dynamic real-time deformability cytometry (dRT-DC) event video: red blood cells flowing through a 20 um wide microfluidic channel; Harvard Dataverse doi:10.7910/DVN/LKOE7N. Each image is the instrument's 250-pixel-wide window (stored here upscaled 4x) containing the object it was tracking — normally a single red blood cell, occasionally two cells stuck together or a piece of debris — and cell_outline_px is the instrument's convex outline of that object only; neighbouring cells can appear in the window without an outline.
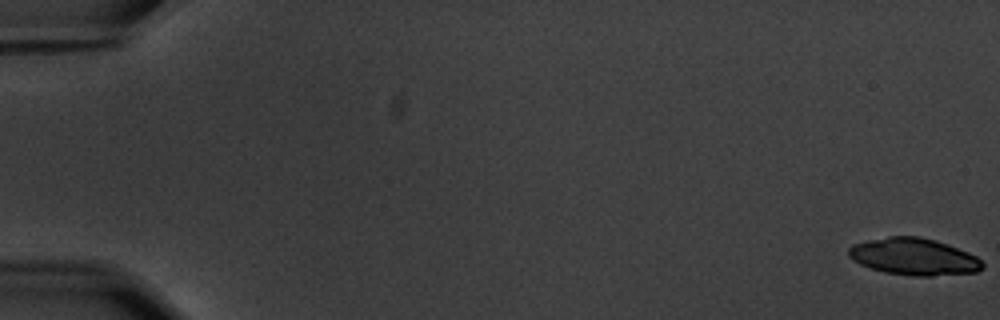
{"species": "common noctule bat (a hibernating species)", "species_latin": "Nyctalus noctula", "temperature_condition": "warm", "stored_images_in_passage": 20, "camera_frame_rate_fps": 3000, "um_per_image_px": 0.085, "animal": {"sex": "male", "body_mass_g": 20.1, "forearm_length_mm": 53.5}, "frame": {"image": 1, "passage_image": 1, "time_ms": 0.0, "image_size_px": [1000, 320], "cell_outline_px": [[984, 268], [976, 272], [932, 276], [912, 276], [884, 272], [860, 264], [852, 260], [848, 256], [848, 248], [852, 244], [868, 240], [888, 236], [920, 236], [936, 240], [968, 252], [976, 256], [984, 264]], "centroid_in_image_um": [77.67, 21.81], "position_along_channel_um": 7.3, "area_um2": 28.96}}